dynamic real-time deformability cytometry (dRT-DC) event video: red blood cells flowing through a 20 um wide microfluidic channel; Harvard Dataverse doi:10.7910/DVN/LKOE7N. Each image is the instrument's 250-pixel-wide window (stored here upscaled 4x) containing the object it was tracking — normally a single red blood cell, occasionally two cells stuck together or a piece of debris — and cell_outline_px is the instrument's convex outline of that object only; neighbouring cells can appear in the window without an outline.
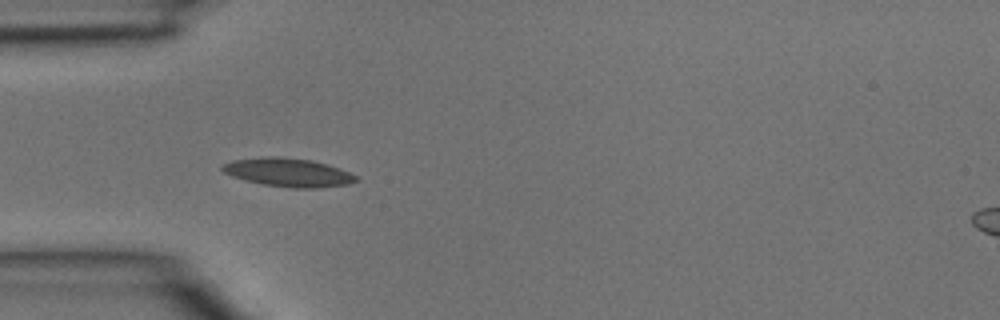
{"species": "common noctule bat (a hibernating species)", "species_latin": "Nyctalus noctula", "temperature_condition": "room temperature", "stored_images_in_passage": 1, "camera_frame_rate_fps": 3000, "um_per_image_px": 0.085, "animal": {"sex": "male", "body_mass_g": 15.6}, "frame": {"image": 1, "passage_image": 1, "time_ms": 0.0, "image_size_px": [1000, 320], "cell_outline_px": [[360, 180], [348, 184], [316, 188], [292, 188], [260, 184], [244, 180], [232, 176], [224, 172], [220, 168], [220, 164], [232, 160], [260, 156], [280, 156], [312, 160], [328, 164], [340, 168], [356, 176]], "centroid_in_image_um": [24.45, 14.64], "position_along_channel_um": 60.5, "area_um2": 22.6}}